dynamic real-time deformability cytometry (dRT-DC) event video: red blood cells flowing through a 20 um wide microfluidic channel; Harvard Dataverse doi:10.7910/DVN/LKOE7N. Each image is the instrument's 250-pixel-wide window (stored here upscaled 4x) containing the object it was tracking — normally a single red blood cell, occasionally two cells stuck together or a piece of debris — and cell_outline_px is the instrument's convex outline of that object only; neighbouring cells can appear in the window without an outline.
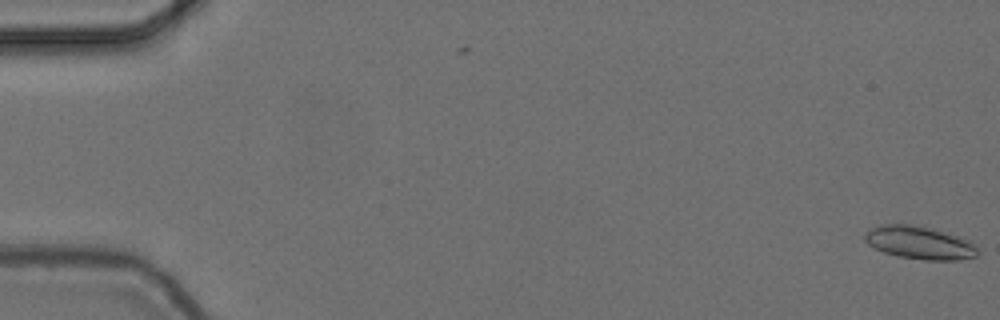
{"species": "common noctule bat (a hibernating species)", "species_latin": "Nyctalus noctula", "temperature_condition": "cold", "stored_images_in_passage": 2, "camera_frame_rate_fps": 3000, "um_per_image_px": 0.085, "animal": {"sex": "female", "body_mass_g": 24.6, "forearm_length_mm": 56.2}, "frame": {"image": 1, "passage_image": 2, "time_ms": 0.333, "image_size_px": [1000, 320], "cell_outline_px": [[976, 256], [960, 260], [924, 260], [900, 256], [884, 252], [868, 244], [864, 240], [864, 236], [868, 228], [880, 224], [908, 224], [928, 228], [956, 236], [968, 240], [976, 244]], "centroid_in_image_um": [78.11, 20.63], "position_along_channel_um": 6.9, "area_um2": 21.39}}